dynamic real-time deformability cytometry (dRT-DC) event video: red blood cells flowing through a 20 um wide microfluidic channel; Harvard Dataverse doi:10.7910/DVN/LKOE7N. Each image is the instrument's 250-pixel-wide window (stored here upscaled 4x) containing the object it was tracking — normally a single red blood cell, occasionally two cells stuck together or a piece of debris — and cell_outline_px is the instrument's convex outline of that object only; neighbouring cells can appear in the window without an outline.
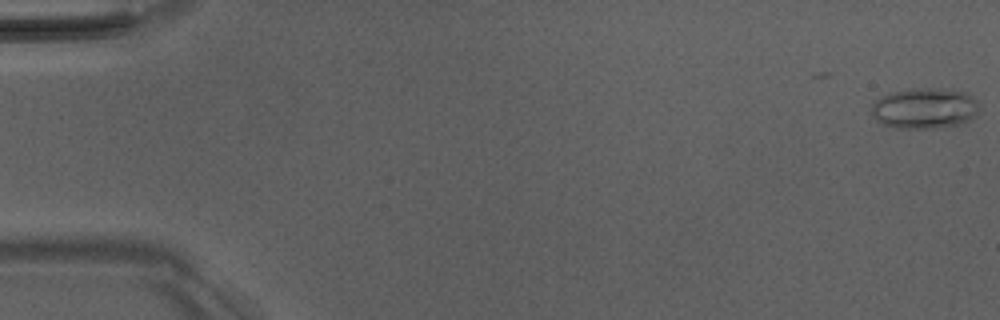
{"species": "Egyptian fruit bat (a non-hibernating species)", "species_latin": "Rousettus aegyptiacus", "temperature_condition": "room temperature", "stored_images_in_passage": 3, "camera_frame_rate_fps": 3000, "um_per_image_px": 0.085, "animal": {"sex": "male"}, "frame": {"image": 1, "passage_image": 1, "time_ms": 0.0, "image_size_px": [1000, 320], "cell_outline_px": [[980, 108], [976, 116], [972, 120], [960, 124], [940, 128], [892, 128], [876, 120], [872, 116], [872, 104], [880, 96], [892, 92], [912, 88], [928, 88], [968, 92], [980, 100]], "centroid_in_image_um": [78.65, 9.21], "position_along_channel_um": 6.3, "area_um2": 26.13}}